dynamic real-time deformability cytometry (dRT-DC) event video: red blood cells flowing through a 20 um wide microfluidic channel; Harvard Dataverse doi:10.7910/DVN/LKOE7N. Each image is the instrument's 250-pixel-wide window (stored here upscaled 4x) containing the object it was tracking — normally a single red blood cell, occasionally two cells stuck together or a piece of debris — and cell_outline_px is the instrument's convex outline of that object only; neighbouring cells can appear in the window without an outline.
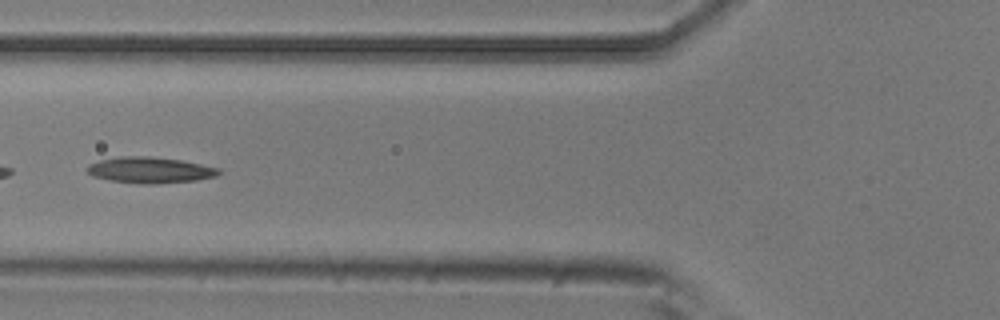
{"species": "common noctule bat (a hibernating species)", "species_latin": "Nyctalus noctula", "temperature_condition": "room temperature", "stored_images_in_passage": 8, "camera_frame_rate_fps": 3000, "um_per_image_px": 0.085, "animal": {"sex": "male", "body_mass_g": 20.5, "forearm_length_mm": 52.5}, "frame": {"image": 1, "passage_image": 4, "time_ms": 1.0, "image_size_px": [1000, 320], "cell_outline_px": [[220, 172], [216, 176], [196, 180], [152, 184], [144, 184], [112, 180], [92, 176], [88, 172], [88, 164], [100, 160], [120, 156], [148, 156], [180, 160], [220, 168]], "centroid_in_image_um": [12.75, 14.45], "position_along_channel_um": 113.0, "area_um2": 19.71}}
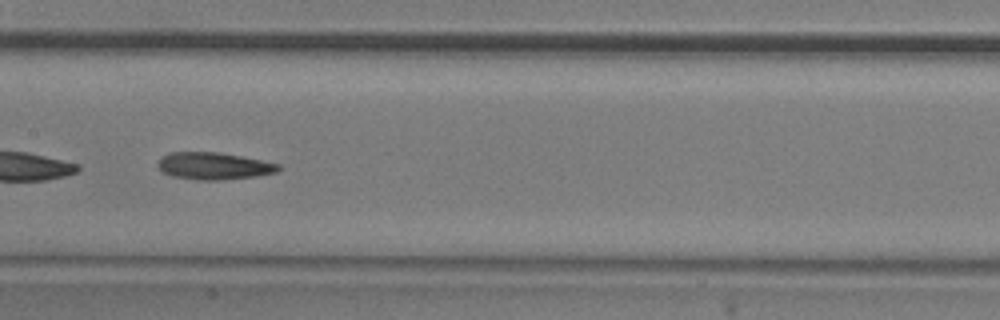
{"frame": {"image": 2, "passage_image": 6, "time_ms": 1.667, "image_size_px": [1000, 320], "cell_outline_px": [[280, 168], [276, 172], [256, 176], [220, 180], [196, 180], [172, 176], [160, 172], [156, 164], [160, 156], [168, 152], [220, 152], [280, 164]], "centroid_in_image_um": [18.08, 14.1], "position_along_channel_um": 189.3, "area_um2": 19.25}}
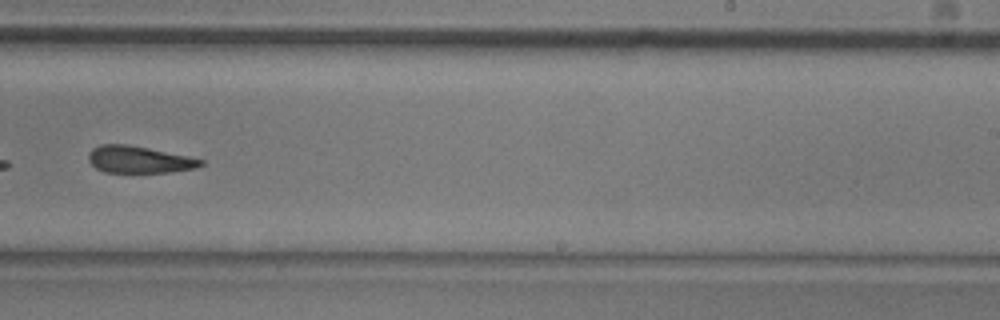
{"frame": {"image": 3, "passage_image": 8, "time_ms": 2.333, "image_size_px": [1000, 320], "cell_outline_px": [[204, 164], [196, 168], [168, 172], [104, 172], [96, 168], [88, 160], [88, 152], [92, 148], [100, 144], [128, 144], [188, 156], [204, 160]], "centroid_in_image_um": [11.79, 13.55], "position_along_channel_um": 277.2, "area_um2": 17.63}}